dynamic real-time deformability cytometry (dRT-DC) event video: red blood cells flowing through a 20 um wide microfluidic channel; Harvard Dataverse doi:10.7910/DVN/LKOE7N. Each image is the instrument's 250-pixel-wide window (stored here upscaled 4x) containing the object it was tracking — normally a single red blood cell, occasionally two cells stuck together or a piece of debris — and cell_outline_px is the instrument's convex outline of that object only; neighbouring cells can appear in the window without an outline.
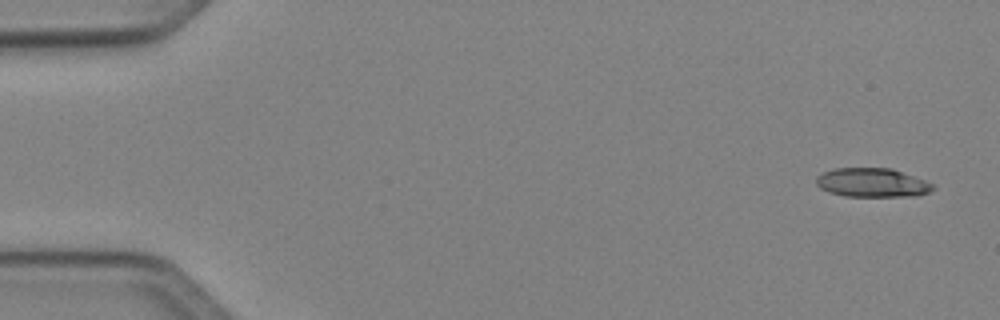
{"species": "Egyptian fruit bat (a non-hibernating species)", "species_latin": "Rousettus aegyptiacus", "temperature_condition": "cold", "stored_images_in_passage": 5, "camera_frame_rate_fps": 3000, "um_per_image_px": 0.085, "animal": {"sex": "female"}, "frame": {"image": 1, "passage_image": 1, "time_ms": 0.0, "image_size_px": [1000, 320], "cell_outline_px": [[936, 188], [920, 196], [844, 196], [828, 192], [820, 188], [816, 184], [816, 176], [832, 168], [892, 168], [924, 180], [932, 184]], "centroid_in_image_um": [74.12, 15.53], "position_along_channel_um": 10.9, "area_um2": 19.77}}
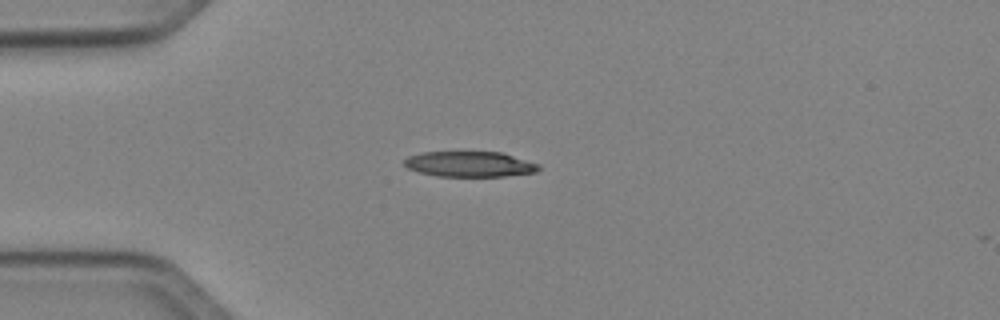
{"frame": {"image": 2, "passage_image": 4, "time_ms": 3.667, "image_size_px": [1000, 320], "cell_outline_px": [[540, 168], [536, 172], [504, 176], [436, 176], [420, 172], [408, 168], [404, 164], [404, 160], [408, 156], [420, 152], [500, 152], [540, 164]], "centroid_in_image_um": [39.91, 13.95], "position_along_channel_um": 45.1, "area_um2": 19.83}}